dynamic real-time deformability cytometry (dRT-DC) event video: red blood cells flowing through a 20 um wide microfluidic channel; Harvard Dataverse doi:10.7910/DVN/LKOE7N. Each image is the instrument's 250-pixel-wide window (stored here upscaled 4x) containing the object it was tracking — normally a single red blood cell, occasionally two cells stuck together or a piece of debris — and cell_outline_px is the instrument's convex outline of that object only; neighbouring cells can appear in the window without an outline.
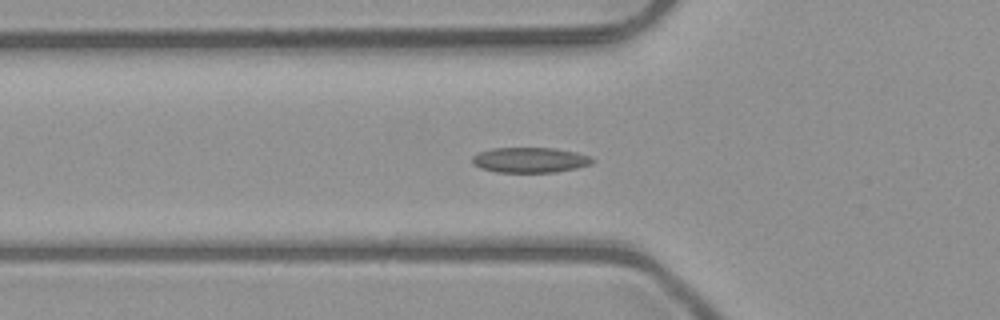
{"species": "common noctule bat (a hibernating species)", "species_latin": "Nyctalus noctula", "temperature_condition": "room temperature", "stored_images_in_passage": 37, "segment_of_instrument_passage": [1, 2], "camera_frame_rate_fps": 3000, "um_per_image_px": 0.085, "animal": {"sex": "male", "body_mass_g": 23.1, "forearm_length_mm": 52.7}, "frame": {"image": 1, "passage_image": 2, "time_ms": 0.333, "image_size_px": [1000, 320], "cell_outline_px": [[596, 160], [592, 164], [576, 168], [556, 172], [496, 172], [480, 168], [472, 164], [472, 156], [476, 152], [492, 148], [556, 148], [576, 152], [592, 156]], "centroid_in_image_um": [45.05, 13.59], "position_along_channel_um": 80.7, "area_um2": 17.98}}
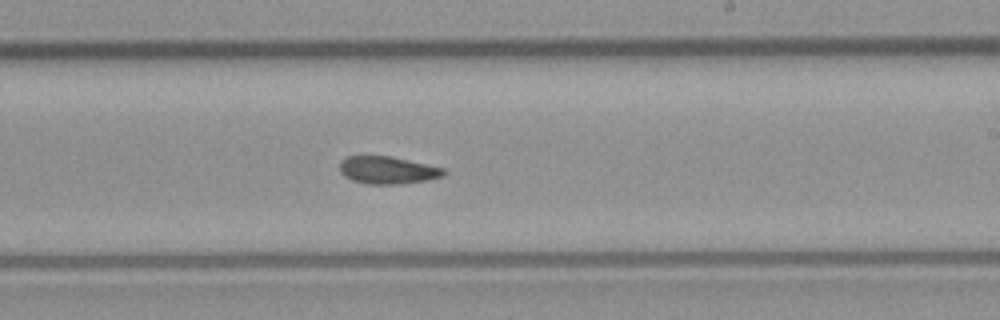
{"frame": {"image": 2, "passage_image": 15, "time_ms": 4.667, "image_size_px": [1000, 320], "cell_outline_px": [[448, 172], [444, 176], [428, 180], [396, 184], [368, 184], [352, 180], [344, 176], [340, 172], [340, 160], [348, 156], [388, 156], [444, 168]], "centroid_in_image_um": [32.94, 14.47], "position_along_channel_um": 256.1, "area_um2": 16.59}}
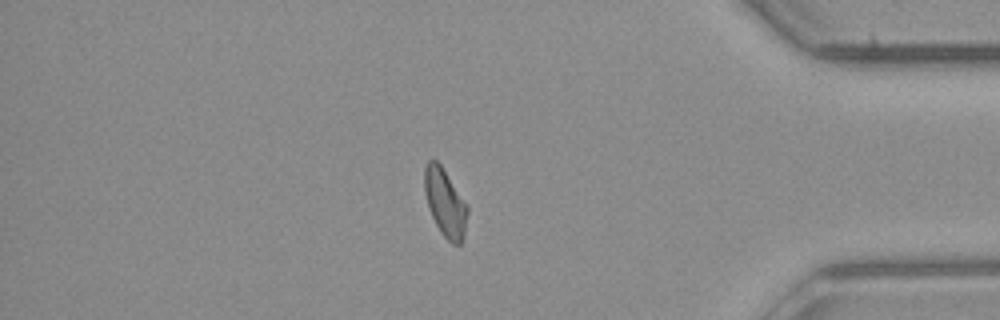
{"frame": {"image": 3, "passage_image": 28, "time_ms": 9.0, "image_size_px": [1000, 320], "cell_outline_px": [[468, 212], [464, 236], [460, 244], [452, 244], [440, 232], [428, 208], [424, 192], [424, 168], [428, 160], [436, 160], [440, 164], [468, 208]], "centroid_in_image_um": [37.81, 17.25], "position_along_channel_um": 397.4, "area_um2": 16.7}}